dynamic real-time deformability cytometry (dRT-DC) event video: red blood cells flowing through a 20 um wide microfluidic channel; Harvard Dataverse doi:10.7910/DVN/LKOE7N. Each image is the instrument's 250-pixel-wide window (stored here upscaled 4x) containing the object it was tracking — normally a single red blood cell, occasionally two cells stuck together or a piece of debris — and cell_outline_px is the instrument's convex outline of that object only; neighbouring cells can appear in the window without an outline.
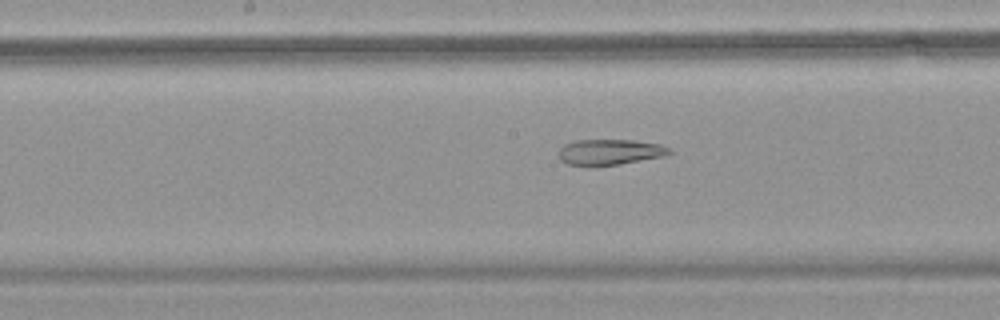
{"species": "common noctule bat (a hibernating species)", "species_latin": "Nyctalus noctula", "temperature_condition": "warm", "stored_images_in_passage": 44, "camera_frame_rate_fps": 3000, "um_per_image_px": 0.085, "animal": {"sex": "female", "body_mass_g": 18.4}, "frame": {"image": 1, "passage_image": 17, "time_ms": 5.333, "image_size_px": [1000, 320], "cell_outline_px": [[672, 152], [664, 156], [620, 164], [568, 164], [560, 160], [556, 152], [564, 144], [576, 140], [632, 140], [660, 144], [672, 148]], "centroid_in_image_um": [51.85, 12.9], "position_along_channel_um": 196.4, "area_um2": 16.36}}
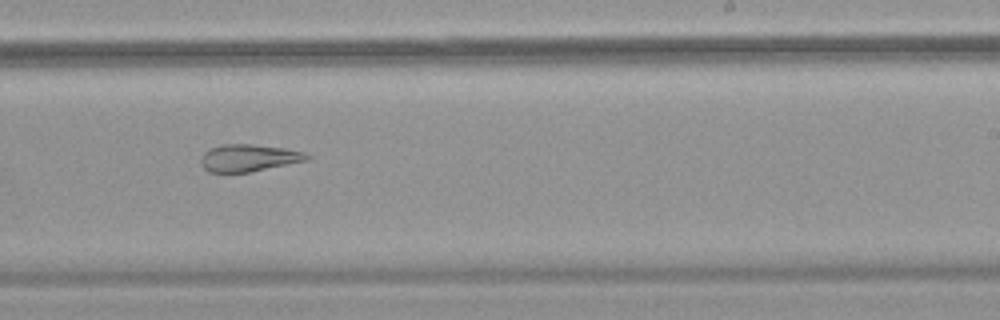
{"frame": {"image": 2, "passage_image": 23, "time_ms": 7.333, "image_size_px": [1000, 320], "cell_outline_px": [[312, 156], [308, 160], [248, 172], [208, 172], [200, 164], [200, 160], [204, 152], [208, 148], [220, 144], [252, 144], [284, 148], [304, 152]], "centroid_in_image_um": [21.1, 13.41], "position_along_channel_um": 267.9, "area_um2": 16.82}}
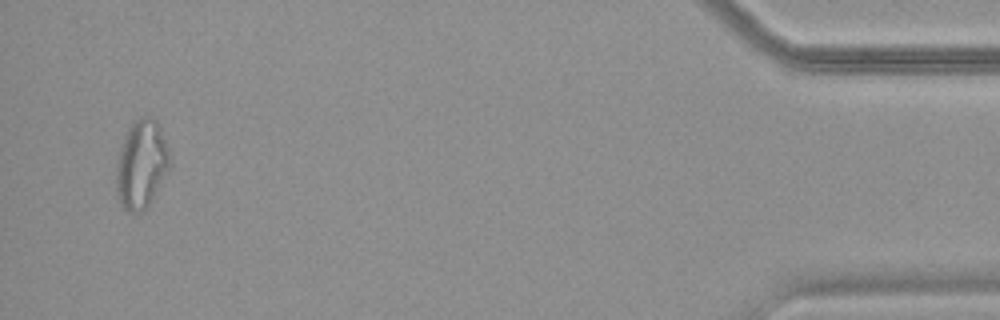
{"frame": {"image": 3, "passage_image": 42, "time_ms": 13.667, "image_size_px": [1000, 320], "cell_outline_px": [[172, 164], [168, 172], [148, 204], [140, 212], [128, 212], [120, 204], [116, 188], [116, 168], [120, 148], [124, 136], [132, 120], [140, 116], [152, 116], [156, 120], [160, 128], [168, 148]], "centroid_in_image_um": [12.02, 13.92], "position_along_channel_um": 423.2, "area_um2": 27.69}, "authors_computed_cell_mechanics": {"area_um2": 20.6635, "velocity_mm_per_s": 3.596, "shape_relaxation_time_tau1_ms": null, "shape_relaxation_time_tau2_ms": 4.8234, "deformation_change_tau1": null, "deformation_change_tau2": 0.1469}}